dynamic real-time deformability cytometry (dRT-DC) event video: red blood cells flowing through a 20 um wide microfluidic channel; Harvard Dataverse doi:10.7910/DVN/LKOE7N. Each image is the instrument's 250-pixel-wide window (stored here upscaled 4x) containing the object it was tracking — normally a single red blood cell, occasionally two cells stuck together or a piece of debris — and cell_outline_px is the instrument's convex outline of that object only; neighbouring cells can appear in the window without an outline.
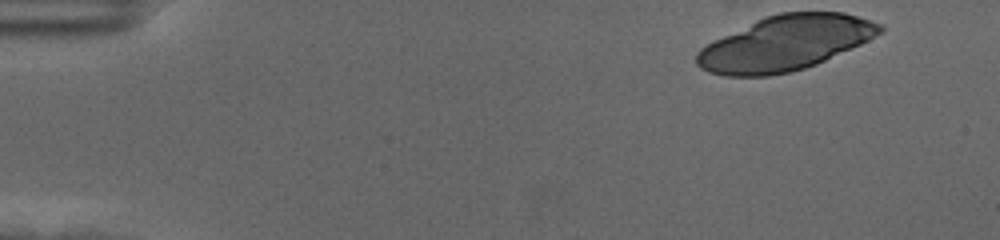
{"species": "human", "species_latin": "Homo sapiens", "temperature_condition": "cold", "stored_images_in_passage": 17, "camera_frame_rate_fps": 3000, "um_per_image_px": 0.085, "donor": {"sex": "female"}, "frame": {"image": 1, "passage_image": 1, "time_ms": 0.0, "image_size_px": [1000, 240], "cell_outline_px": [[884, 32], [860, 44], [816, 64], [792, 72], [768, 76], [724, 76], [708, 72], [700, 68], [696, 64], [696, 52], [700, 48], [764, 16], [780, 12], [844, 12], [884, 24]], "centroid_in_image_um": [66.76, 3.67], "position_along_channel_um": 18.2, "area_um2": 58.44}}